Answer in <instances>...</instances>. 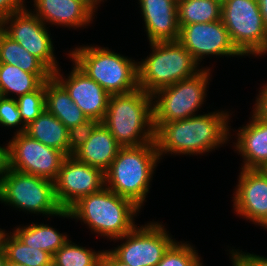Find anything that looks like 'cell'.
I'll list each match as a JSON object with an SVG mask.
<instances>
[{"mask_svg":"<svg viewBox=\"0 0 267 266\" xmlns=\"http://www.w3.org/2000/svg\"><path fill=\"white\" fill-rule=\"evenodd\" d=\"M9 233H6L5 230L0 228V258L3 259L4 249H5V241L6 237Z\"/></svg>","mask_w":267,"mask_h":266,"instance_id":"39","label":"cell"},{"mask_svg":"<svg viewBox=\"0 0 267 266\" xmlns=\"http://www.w3.org/2000/svg\"><path fill=\"white\" fill-rule=\"evenodd\" d=\"M158 163L160 156L155 141L138 147H122L104 172L105 186L141 209Z\"/></svg>","mask_w":267,"mask_h":266,"instance_id":"4","label":"cell"},{"mask_svg":"<svg viewBox=\"0 0 267 266\" xmlns=\"http://www.w3.org/2000/svg\"><path fill=\"white\" fill-rule=\"evenodd\" d=\"M52 76L53 74L29 73L20 69L18 65L0 63V96L17 99L37 90Z\"/></svg>","mask_w":267,"mask_h":266,"instance_id":"22","label":"cell"},{"mask_svg":"<svg viewBox=\"0 0 267 266\" xmlns=\"http://www.w3.org/2000/svg\"><path fill=\"white\" fill-rule=\"evenodd\" d=\"M0 201L27 214L71 218L56 199L54 182L11 168L0 180Z\"/></svg>","mask_w":267,"mask_h":266,"instance_id":"7","label":"cell"},{"mask_svg":"<svg viewBox=\"0 0 267 266\" xmlns=\"http://www.w3.org/2000/svg\"><path fill=\"white\" fill-rule=\"evenodd\" d=\"M178 41L199 65L203 61L202 59L209 55L243 56L233 45L222 20L181 26Z\"/></svg>","mask_w":267,"mask_h":266,"instance_id":"14","label":"cell"},{"mask_svg":"<svg viewBox=\"0 0 267 266\" xmlns=\"http://www.w3.org/2000/svg\"><path fill=\"white\" fill-rule=\"evenodd\" d=\"M12 232L6 237L3 259L24 266H52L53 256L23 244Z\"/></svg>","mask_w":267,"mask_h":266,"instance_id":"27","label":"cell"},{"mask_svg":"<svg viewBox=\"0 0 267 266\" xmlns=\"http://www.w3.org/2000/svg\"><path fill=\"white\" fill-rule=\"evenodd\" d=\"M221 20L243 55H267V30L256 0H223Z\"/></svg>","mask_w":267,"mask_h":266,"instance_id":"9","label":"cell"},{"mask_svg":"<svg viewBox=\"0 0 267 266\" xmlns=\"http://www.w3.org/2000/svg\"><path fill=\"white\" fill-rule=\"evenodd\" d=\"M0 266H24V265L17 264V263H11V262H8V261H5L4 259H2Z\"/></svg>","mask_w":267,"mask_h":266,"instance_id":"41","label":"cell"},{"mask_svg":"<svg viewBox=\"0 0 267 266\" xmlns=\"http://www.w3.org/2000/svg\"><path fill=\"white\" fill-rule=\"evenodd\" d=\"M210 69L202 67L194 76L155 92L152 95L153 122H170L197 115L207 97L212 75Z\"/></svg>","mask_w":267,"mask_h":266,"instance_id":"8","label":"cell"},{"mask_svg":"<svg viewBox=\"0 0 267 266\" xmlns=\"http://www.w3.org/2000/svg\"><path fill=\"white\" fill-rule=\"evenodd\" d=\"M9 145L11 169L54 182L66 157L62 151L42 144L25 132L14 134Z\"/></svg>","mask_w":267,"mask_h":266,"instance_id":"11","label":"cell"},{"mask_svg":"<svg viewBox=\"0 0 267 266\" xmlns=\"http://www.w3.org/2000/svg\"><path fill=\"white\" fill-rule=\"evenodd\" d=\"M0 126L18 127L14 134L25 132L26 126L22 121L17 102L14 98L0 96Z\"/></svg>","mask_w":267,"mask_h":266,"instance_id":"31","label":"cell"},{"mask_svg":"<svg viewBox=\"0 0 267 266\" xmlns=\"http://www.w3.org/2000/svg\"><path fill=\"white\" fill-rule=\"evenodd\" d=\"M140 208L104 186L100 191L79 199L69 209L71 219L80 220L91 233L114 240L129 233Z\"/></svg>","mask_w":267,"mask_h":266,"instance_id":"3","label":"cell"},{"mask_svg":"<svg viewBox=\"0 0 267 266\" xmlns=\"http://www.w3.org/2000/svg\"><path fill=\"white\" fill-rule=\"evenodd\" d=\"M221 0H180L177 3L179 28L193 23L221 20Z\"/></svg>","mask_w":267,"mask_h":266,"instance_id":"25","label":"cell"},{"mask_svg":"<svg viewBox=\"0 0 267 266\" xmlns=\"http://www.w3.org/2000/svg\"><path fill=\"white\" fill-rule=\"evenodd\" d=\"M45 108L68 129L88 119L53 76L45 82Z\"/></svg>","mask_w":267,"mask_h":266,"instance_id":"21","label":"cell"},{"mask_svg":"<svg viewBox=\"0 0 267 266\" xmlns=\"http://www.w3.org/2000/svg\"><path fill=\"white\" fill-rule=\"evenodd\" d=\"M100 123L99 120L88 118L68 129L69 155H73L90 138Z\"/></svg>","mask_w":267,"mask_h":266,"instance_id":"32","label":"cell"},{"mask_svg":"<svg viewBox=\"0 0 267 266\" xmlns=\"http://www.w3.org/2000/svg\"><path fill=\"white\" fill-rule=\"evenodd\" d=\"M80 1L85 3L94 13L97 12L98 9L97 7H99L101 2H104V0H80Z\"/></svg>","mask_w":267,"mask_h":266,"instance_id":"40","label":"cell"},{"mask_svg":"<svg viewBox=\"0 0 267 266\" xmlns=\"http://www.w3.org/2000/svg\"><path fill=\"white\" fill-rule=\"evenodd\" d=\"M104 250L95 251L68 240L54 255L53 266H98Z\"/></svg>","mask_w":267,"mask_h":266,"instance_id":"28","label":"cell"},{"mask_svg":"<svg viewBox=\"0 0 267 266\" xmlns=\"http://www.w3.org/2000/svg\"><path fill=\"white\" fill-rule=\"evenodd\" d=\"M233 209L255 225L267 226V175L261 169L240 168Z\"/></svg>","mask_w":267,"mask_h":266,"instance_id":"15","label":"cell"},{"mask_svg":"<svg viewBox=\"0 0 267 266\" xmlns=\"http://www.w3.org/2000/svg\"><path fill=\"white\" fill-rule=\"evenodd\" d=\"M70 60L110 95L126 94L138 86V62L108 47L82 45L69 53Z\"/></svg>","mask_w":267,"mask_h":266,"instance_id":"5","label":"cell"},{"mask_svg":"<svg viewBox=\"0 0 267 266\" xmlns=\"http://www.w3.org/2000/svg\"><path fill=\"white\" fill-rule=\"evenodd\" d=\"M260 169L267 175V163Z\"/></svg>","mask_w":267,"mask_h":266,"instance_id":"43","label":"cell"},{"mask_svg":"<svg viewBox=\"0 0 267 266\" xmlns=\"http://www.w3.org/2000/svg\"><path fill=\"white\" fill-rule=\"evenodd\" d=\"M251 119L239 127L234 148L243 157L245 169H260L267 163V122L252 111Z\"/></svg>","mask_w":267,"mask_h":266,"instance_id":"19","label":"cell"},{"mask_svg":"<svg viewBox=\"0 0 267 266\" xmlns=\"http://www.w3.org/2000/svg\"><path fill=\"white\" fill-rule=\"evenodd\" d=\"M229 252L233 266H267V257L262 255L239 251V249H232Z\"/></svg>","mask_w":267,"mask_h":266,"instance_id":"33","label":"cell"},{"mask_svg":"<svg viewBox=\"0 0 267 266\" xmlns=\"http://www.w3.org/2000/svg\"><path fill=\"white\" fill-rule=\"evenodd\" d=\"M149 45L152 50L149 57L138 62V86L150 95L202 69L178 40Z\"/></svg>","mask_w":267,"mask_h":266,"instance_id":"6","label":"cell"},{"mask_svg":"<svg viewBox=\"0 0 267 266\" xmlns=\"http://www.w3.org/2000/svg\"><path fill=\"white\" fill-rule=\"evenodd\" d=\"M122 146L101 122L90 138L73 154L79 161L105 172Z\"/></svg>","mask_w":267,"mask_h":266,"instance_id":"20","label":"cell"},{"mask_svg":"<svg viewBox=\"0 0 267 266\" xmlns=\"http://www.w3.org/2000/svg\"><path fill=\"white\" fill-rule=\"evenodd\" d=\"M229 113L215 110L182 120L154 122L160 159L165 154L202 155L227 144L231 138Z\"/></svg>","mask_w":267,"mask_h":266,"instance_id":"1","label":"cell"},{"mask_svg":"<svg viewBox=\"0 0 267 266\" xmlns=\"http://www.w3.org/2000/svg\"><path fill=\"white\" fill-rule=\"evenodd\" d=\"M161 222L136 225L129 233L115 239L120 246L109 251L129 266H156L164 253L176 241Z\"/></svg>","mask_w":267,"mask_h":266,"instance_id":"10","label":"cell"},{"mask_svg":"<svg viewBox=\"0 0 267 266\" xmlns=\"http://www.w3.org/2000/svg\"><path fill=\"white\" fill-rule=\"evenodd\" d=\"M72 68L71 72L67 74L68 76H63L59 67L53 73V77L66 89L70 98L87 118L102 122L107 111L110 94L74 63Z\"/></svg>","mask_w":267,"mask_h":266,"instance_id":"16","label":"cell"},{"mask_svg":"<svg viewBox=\"0 0 267 266\" xmlns=\"http://www.w3.org/2000/svg\"><path fill=\"white\" fill-rule=\"evenodd\" d=\"M2 23L5 33L38 58L52 73L59 68L51 33L32 9L14 12Z\"/></svg>","mask_w":267,"mask_h":266,"instance_id":"12","label":"cell"},{"mask_svg":"<svg viewBox=\"0 0 267 266\" xmlns=\"http://www.w3.org/2000/svg\"><path fill=\"white\" fill-rule=\"evenodd\" d=\"M102 123L122 147H138L155 141L152 95L141 88L110 95Z\"/></svg>","mask_w":267,"mask_h":266,"instance_id":"2","label":"cell"},{"mask_svg":"<svg viewBox=\"0 0 267 266\" xmlns=\"http://www.w3.org/2000/svg\"><path fill=\"white\" fill-rule=\"evenodd\" d=\"M20 241L38 250L50 253L52 256L69 240L66 234H61L48 224L32 222L27 226H17L12 231Z\"/></svg>","mask_w":267,"mask_h":266,"instance_id":"24","label":"cell"},{"mask_svg":"<svg viewBox=\"0 0 267 266\" xmlns=\"http://www.w3.org/2000/svg\"><path fill=\"white\" fill-rule=\"evenodd\" d=\"M260 88L259 94L254 103L253 112L262 120L267 122V83Z\"/></svg>","mask_w":267,"mask_h":266,"instance_id":"35","label":"cell"},{"mask_svg":"<svg viewBox=\"0 0 267 266\" xmlns=\"http://www.w3.org/2000/svg\"><path fill=\"white\" fill-rule=\"evenodd\" d=\"M150 42L177 41V3L173 0H138Z\"/></svg>","mask_w":267,"mask_h":266,"instance_id":"17","label":"cell"},{"mask_svg":"<svg viewBox=\"0 0 267 266\" xmlns=\"http://www.w3.org/2000/svg\"><path fill=\"white\" fill-rule=\"evenodd\" d=\"M10 170V145L0 146V180Z\"/></svg>","mask_w":267,"mask_h":266,"instance_id":"36","label":"cell"},{"mask_svg":"<svg viewBox=\"0 0 267 266\" xmlns=\"http://www.w3.org/2000/svg\"><path fill=\"white\" fill-rule=\"evenodd\" d=\"M15 100L24 125H29L46 109L45 82L37 90L24 94Z\"/></svg>","mask_w":267,"mask_h":266,"instance_id":"30","label":"cell"},{"mask_svg":"<svg viewBox=\"0 0 267 266\" xmlns=\"http://www.w3.org/2000/svg\"><path fill=\"white\" fill-rule=\"evenodd\" d=\"M105 186L104 172L68 155L54 180L55 196L63 210H68L79 199L100 191Z\"/></svg>","mask_w":267,"mask_h":266,"instance_id":"13","label":"cell"},{"mask_svg":"<svg viewBox=\"0 0 267 266\" xmlns=\"http://www.w3.org/2000/svg\"><path fill=\"white\" fill-rule=\"evenodd\" d=\"M0 63L18 65L23 71L34 74H53L38 58L33 56L6 33L0 43Z\"/></svg>","mask_w":267,"mask_h":266,"instance_id":"26","label":"cell"},{"mask_svg":"<svg viewBox=\"0 0 267 266\" xmlns=\"http://www.w3.org/2000/svg\"><path fill=\"white\" fill-rule=\"evenodd\" d=\"M196 248L190 243L175 241L156 266H203Z\"/></svg>","mask_w":267,"mask_h":266,"instance_id":"29","label":"cell"},{"mask_svg":"<svg viewBox=\"0 0 267 266\" xmlns=\"http://www.w3.org/2000/svg\"><path fill=\"white\" fill-rule=\"evenodd\" d=\"M25 133L42 144L69 155L68 128L46 109L26 126Z\"/></svg>","mask_w":267,"mask_h":266,"instance_id":"23","label":"cell"},{"mask_svg":"<svg viewBox=\"0 0 267 266\" xmlns=\"http://www.w3.org/2000/svg\"><path fill=\"white\" fill-rule=\"evenodd\" d=\"M260 12L263 17V22L267 30V0H258Z\"/></svg>","mask_w":267,"mask_h":266,"instance_id":"38","label":"cell"},{"mask_svg":"<svg viewBox=\"0 0 267 266\" xmlns=\"http://www.w3.org/2000/svg\"><path fill=\"white\" fill-rule=\"evenodd\" d=\"M25 3V0H0V21H3L14 12L27 9Z\"/></svg>","mask_w":267,"mask_h":266,"instance_id":"34","label":"cell"},{"mask_svg":"<svg viewBox=\"0 0 267 266\" xmlns=\"http://www.w3.org/2000/svg\"><path fill=\"white\" fill-rule=\"evenodd\" d=\"M4 33H5V28H4L2 21H0V43H1V38Z\"/></svg>","mask_w":267,"mask_h":266,"instance_id":"42","label":"cell"},{"mask_svg":"<svg viewBox=\"0 0 267 266\" xmlns=\"http://www.w3.org/2000/svg\"><path fill=\"white\" fill-rule=\"evenodd\" d=\"M35 7L32 11L46 26L73 29L88 26L96 15L80 0H33Z\"/></svg>","mask_w":267,"mask_h":266,"instance_id":"18","label":"cell"},{"mask_svg":"<svg viewBox=\"0 0 267 266\" xmlns=\"http://www.w3.org/2000/svg\"><path fill=\"white\" fill-rule=\"evenodd\" d=\"M101 266H129L122 261L118 260L110 251L105 250L103 252L101 261H100Z\"/></svg>","mask_w":267,"mask_h":266,"instance_id":"37","label":"cell"}]
</instances>
